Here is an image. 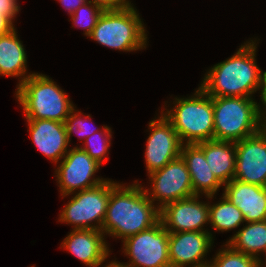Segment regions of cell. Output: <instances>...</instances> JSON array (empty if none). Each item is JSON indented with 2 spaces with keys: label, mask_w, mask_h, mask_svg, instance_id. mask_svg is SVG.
<instances>
[{
  "label": "cell",
  "mask_w": 266,
  "mask_h": 267,
  "mask_svg": "<svg viewBox=\"0 0 266 267\" xmlns=\"http://www.w3.org/2000/svg\"><path fill=\"white\" fill-rule=\"evenodd\" d=\"M154 204L138 180L127 186L117 183L110 191L102 232L123 241L151 228L160 220Z\"/></svg>",
  "instance_id": "cell-1"
},
{
  "label": "cell",
  "mask_w": 266,
  "mask_h": 267,
  "mask_svg": "<svg viewBox=\"0 0 266 267\" xmlns=\"http://www.w3.org/2000/svg\"><path fill=\"white\" fill-rule=\"evenodd\" d=\"M258 40L250 39L230 58L205 74L200 87L211 97H247L262 89L263 71L256 64Z\"/></svg>",
  "instance_id": "cell-2"
},
{
  "label": "cell",
  "mask_w": 266,
  "mask_h": 267,
  "mask_svg": "<svg viewBox=\"0 0 266 267\" xmlns=\"http://www.w3.org/2000/svg\"><path fill=\"white\" fill-rule=\"evenodd\" d=\"M15 96L26 119H45L64 123L76 108L63 89L49 76L34 73L21 85Z\"/></svg>",
  "instance_id": "cell-3"
},
{
  "label": "cell",
  "mask_w": 266,
  "mask_h": 267,
  "mask_svg": "<svg viewBox=\"0 0 266 267\" xmlns=\"http://www.w3.org/2000/svg\"><path fill=\"white\" fill-rule=\"evenodd\" d=\"M173 104V108L161 112L171 122L183 144L214 140L212 97L200 86L191 97H175Z\"/></svg>",
  "instance_id": "cell-4"
},
{
  "label": "cell",
  "mask_w": 266,
  "mask_h": 267,
  "mask_svg": "<svg viewBox=\"0 0 266 267\" xmlns=\"http://www.w3.org/2000/svg\"><path fill=\"white\" fill-rule=\"evenodd\" d=\"M145 28L130 3L121 9L103 11L89 37L108 48L131 52L146 49Z\"/></svg>",
  "instance_id": "cell-5"
},
{
  "label": "cell",
  "mask_w": 266,
  "mask_h": 267,
  "mask_svg": "<svg viewBox=\"0 0 266 267\" xmlns=\"http://www.w3.org/2000/svg\"><path fill=\"white\" fill-rule=\"evenodd\" d=\"M214 140L238 142L258 132V107L253 98L212 97Z\"/></svg>",
  "instance_id": "cell-6"
},
{
  "label": "cell",
  "mask_w": 266,
  "mask_h": 267,
  "mask_svg": "<svg viewBox=\"0 0 266 267\" xmlns=\"http://www.w3.org/2000/svg\"><path fill=\"white\" fill-rule=\"evenodd\" d=\"M117 183L108 179L94 188L72 193L58 220L73 225L72 229L102 231L110 191Z\"/></svg>",
  "instance_id": "cell-7"
},
{
  "label": "cell",
  "mask_w": 266,
  "mask_h": 267,
  "mask_svg": "<svg viewBox=\"0 0 266 267\" xmlns=\"http://www.w3.org/2000/svg\"><path fill=\"white\" fill-rule=\"evenodd\" d=\"M122 243L130 267H171L169 232L160 220L151 228L127 237Z\"/></svg>",
  "instance_id": "cell-8"
},
{
  "label": "cell",
  "mask_w": 266,
  "mask_h": 267,
  "mask_svg": "<svg viewBox=\"0 0 266 267\" xmlns=\"http://www.w3.org/2000/svg\"><path fill=\"white\" fill-rule=\"evenodd\" d=\"M59 163L55 169V177L63 198L72 195L76 190L91 189L108 180L102 177H93L102 165L78 146L69 149Z\"/></svg>",
  "instance_id": "cell-9"
},
{
  "label": "cell",
  "mask_w": 266,
  "mask_h": 267,
  "mask_svg": "<svg viewBox=\"0 0 266 267\" xmlns=\"http://www.w3.org/2000/svg\"><path fill=\"white\" fill-rule=\"evenodd\" d=\"M148 176L151 190L145 188L144 191L153 203L159 201L156 203L159 209L170 202L195 196L190 173L181 156Z\"/></svg>",
  "instance_id": "cell-10"
},
{
  "label": "cell",
  "mask_w": 266,
  "mask_h": 267,
  "mask_svg": "<svg viewBox=\"0 0 266 267\" xmlns=\"http://www.w3.org/2000/svg\"><path fill=\"white\" fill-rule=\"evenodd\" d=\"M150 135L145 149V164L148 175L162 169L178 158L183 143L171 122L162 114L149 122Z\"/></svg>",
  "instance_id": "cell-11"
},
{
  "label": "cell",
  "mask_w": 266,
  "mask_h": 267,
  "mask_svg": "<svg viewBox=\"0 0 266 267\" xmlns=\"http://www.w3.org/2000/svg\"><path fill=\"white\" fill-rule=\"evenodd\" d=\"M210 231L169 233V259L171 267H203L209 265L205 256L213 246Z\"/></svg>",
  "instance_id": "cell-12"
},
{
  "label": "cell",
  "mask_w": 266,
  "mask_h": 267,
  "mask_svg": "<svg viewBox=\"0 0 266 267\" xmlns=\"http://www.w3.org/2000/svg\"><path fill=\"white\" fill-rule=\"evenodd\" d=\"M199 197L170 202L160 209V221L169 233L208 231L203 227L209 222V201L201 202Z\"/></svg>",
  "instance_id": "cell-13"
},
{
  "label": "cell",
  "mask_w": 266,
  "mask_h": 267,
  "mask_svg": "<svg viewBox=\"0 0 266 267\" xmlns=\"http://www.w3.org/2000/svg\"><path fill=\"white\" fill-rule=\"evenodd\" d=\"M234 179L266 187V139L258 132L235 142Z\"/></svg>",
  "instance_id": "cell-14"
},
{
  "label": "cell",
  "mask_w": 266,
  "mask_h": 267,
  "mask_svg": "<svg viewBox=\"0 0 266 267\" xmlns=\"http://www.w3.org/2000/svg\"><path fill=\"white\" fill-rule=\"evenodd\" d=\"M28 131L36 148L49 160L58 164L69 151L65 124L45 119H26Z\"/></svg>",
  "instance_id": "cell-15"
},
{
  "label": "cell",
  "mask_w": 266,
  "mask_h": 267,
  "mask_svg": "<svg viewBox=\"0 0 266 267\" xmlns=\"http://www.w3.org/2000/svg\"><path fill=\"white\" fill-rule=\"evenodd\" d=\"M104 236V233L98 230L73 229L61 243V247L86 266L99 267L110 255Z\"/></svg>",
  "instance_id": "cell-16"
},
{
  "label": "cell",
  "mask_w": 266,
  "mask_h": 267,
  "mask_svg": "<svg viewBox=\"0 0 266 267\" xmlns=\"http://www.w3.org/2000/svg\"><path fill=\"white\" fill-rule=\"evenodd\" d=\"M223 195L242 212L244 220H266V187L232 179L224 184Z\"/></svg>",
  "instance_id": "cell-17"
},
{
  "label": "cell",
  "mask_w": 266,
  "mask_h": 267,
  "mask_svg": "<svg viewBox=\"0 0 266 267\" xmlns=\"http://www.w3.org/2000/svg\"><path fill=\"white\" fill-rule=\"evenodd\" d=\"M180 156L190 173L194 194L200 196L203 194L211 200L224 185L211 171L203 151L196 144H183Z\"/></svg>",
  "instance_id": "cell-18"
},
{
  "label": "cell",
  "mask_w": 266,
  "mask_h": 267,
  "mask_svg": "<svg viewBox=\"0 0 266 267\" xmlns=\"http://www.w3.org/2000/svg\"><path fill=\"white\" fill-rule=\"evenodd\" d=\"M217 179L224 185L234 179L236 169L235 142L208 140L196 143Z\"/></svg>",
  "instance_id": "cell-19"
},
{
  "label": "cell",
  "mask_w": 266,
  "mask_h": 267,
  "mask_svg": "<svg viewBox=\"0 0 266 267\" xmlns=\"http://www.w3.org/2000/svg\"><path fill=\"white\" fill-rule=\"evenodd\" d=\"M17 33L14 28L0 36V76L19 77L18 85H21L34 73L27 72L26 51Z\"/></svg>",
  "instance_id": "cell-20"
},
{
  "label": "cell",
  "mask_w": 266,
  "mask_h": 267,
  "mask_svg": "<svg viewBox=\"0 0 266 267\" xmlns=\"http://www.w3.org/2000/svg\"><path fill=\"white\" fill-rule=\"evenodd\" d=\"M226 243L262 262L258 256L261 253L266 255V220L246 223Z\"/></svg>",
  "instance_id": "cell-21"
},
{
  "label": "cell",
  "mask_w": 266,
  "mask_h": 267,
  "mask_svg": "<svg viewBox=\"0 0 266 267\" xmlns=\"http://www.w3.org/2000/svg\"><path fill=\"white\" fill-rule=\"evenodd\" d=\"M216 204L209 203V223L216 231L226 232L245 222L242 212L222 194Z\"/></svg>",
  "instance_id": "cell-22"
},
{
  "label": "cell",
  "mask_w": 266,
  "mask_h": 267,
  "mask_svg": "<svg viewBox=\"0 0 266 267\" xmlns=\"http://www.w3.org/2000/svg\"><path fill=\"white\" fill-rule=\"evenodd\" d=\"M219 249L209 267H261V262L256 258L234 250L229 244Z\"/></svg>",
  "instance_id": "cell-23"
},
{
  "label": "cell",
  "mask_w": 266,
  "mask_h": 267,
  "mask_svg": "<svg viewBox=\"0 0 266 267\" xmlns=\"http://www.w3.org/2000/svg\"><path fill=\"white\" fill-rule=\"evenodd\" d=\"M112 129L108 126L102 127L100 131L95 132L90 137H87L84 141V145L81 147L93 160L97 161L99 164L108 161L109 148L112 139ZM99 132V133H98ZM108 152V153H107Z\"/></svg>",
  "instance_id": "cell-24"
},
{
  "label": "cell",
  "mask_w": 266,
  "mask_h": 267,
  "mask_svg": "<svg viewBox=\"0 0 266 267\" xmlns=\"http://www.w3.org/2000/svg\"><path fill=\"white\" fill-rule=\"evenodd\" d=\"M102 12L98 6L87 1L71 15V20L73 25L84 29V35L89 37Z\"/></svg>",
  "instance_id": "cell-25"
},
{
  "label": "cell",
  "mask_w": 266,
  "mask_h": 267,
  "mask_svg": "<svg viewBox=\"0 0 266 267\" xmlns=\"http://www.w3.org/2000/svg\"><path fill=\"white\" fill-rule=\"evenodd\" d=\"M81 115L84 114L74 108L64 122L69 143L71 141L73 132L80 138V141H85L87 137H90L95 132L100 131V129H102H92L90 126L87 125L88 121L90 122L89 119H91V115H85L84 117H82Z\"/></svg>",
  "instance_id": "cell-26"
},
{
  "label": "cell",
  "mask_w": 266,
  "mask_h": 267,
  "mask_svg": "<svg viewBox=\"0 0 266 267\" xmlns=\"http://www.w3.org/2000/svg\"><path fill=\"white\" fill-rule=\"evenodd\" d=\"M19 11L17 0H0V14L6 16L12 23Z\"/></svg>",
  "instance_id": "cell-27"
},
{
  "label": "cell",
  "mask_w": 266,
  "mask_h": 267,
  "mask_svg": "<svg viewBox=\"0 0 266 267\" xmlns=\"http://www.w3.org/2000/svg\"><path fill=\"white\" fill-rule=\"evenodd\" d=\"M103 11L121 9L131 3L129 0H87Z\"/></svg>",
  "instance_id": "cell-28"
},
{
  "label": "cell",
  "mask_w": 266,
  "mask_h": 267,
  "mask_svg": "<svg viewBox=\"0 0 266 267\" xmlns=\"http://www.w3.org/2000/svg\"><path fill=\"white\" fill-rule=\"evenodd\" d=\"M258 133L266 139V104L258 107Z\"/></svg>",
  "instance_id": "cell-29"
},
{
  "label": "cell",
  "mask_w": 266,
  "mask_h": 267,
  "mask_svg": "<svg viewBox=\"0 0 266 267\" xmlns=\"http://www.w3.org/2000/svg\"><path fill=\"white\" fill-rule=\"evenodd\" d=\"M59 1L62 6L65 7V9L68 11V13L70 14V16L81 6L83 5L85 2H87V0H57Z\"/></svg>",
  "instance_id": "cell-30"
},
{
  "label": "cell",
  "mask_w": 266,
  "mask_h": 267,
  "mask_svg": "<svg viewBox=\"0 0 266 267\" xmlns=\"http://www.w3.org/2000/svg\"><path fill=\"white\" fill-rule=\"evenodd\" d=\"M14 24L4 15L0 14V36L13 30Z\"/></svg>",
  "instance_id": "cell-31"
},
{
  "label": "cell",
  "mask_w": 266,
  "mask_h": 267,
  "mask_svg": "<svg viewBox=\"0 0 266 267\" xmlns=\"http://www.w3.org/2000/svg\"><path fill=\"white\" fill-rule=\"evenodd\" d=\"M260 91V100L262 102L261 104H266V71H263L262 89Z\"/></svg>",
  "instance_id": "cell-32"
},
{
  "label": "cell",
  "mask_w": 266,
  "mask_h": 267,
  "mask_svg": "<svg viewBox=\"0 0 266 267\" xmlns=\"http://www.w3.org/2000/svg\"><path fill=\"white\" fill-rule=\"evenodd\" d=\"M103 267H130L127 263H120L116 260L111 261L108 265L106 264Z\"/></svg>",
  "instance_id": "cell-33"
},
{
  "label": "cell",
  "mask_w": 266,
  "mask_h": 267,
  "mask_svg": "<svg viewBox=\"0 0 266 267\" xmlns=\"http://www.w3.org/2000/svg\"><path fill=\"white\" fill-rule=\"evenodd\" d=\"M266 267V258H265V261H264V263H263V261L261 262V267Z\"/></svg>",
  "instance_id": "cell-34"
}]
</instances>
